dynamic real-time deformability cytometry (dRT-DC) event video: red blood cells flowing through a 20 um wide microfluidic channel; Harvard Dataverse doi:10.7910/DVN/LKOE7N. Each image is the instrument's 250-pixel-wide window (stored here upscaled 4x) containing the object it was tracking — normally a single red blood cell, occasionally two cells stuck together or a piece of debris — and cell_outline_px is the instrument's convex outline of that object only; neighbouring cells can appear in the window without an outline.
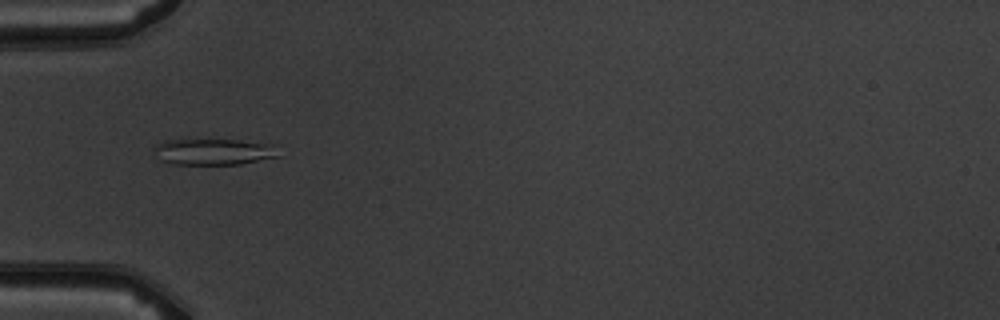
{"species": "common noctule bat (a hibernating species)", "species_latin": "Nyctalus noctula", "temperature_condition": "warm", "stored_images_in_passage": 7, "camera_frame_rate_fps": 3000, "um_per_image_px": 0.085, "animal": {"sex": "male", "body_mass_g": 19.5, "forearm_length_mm": 54.6}, "frame": {"image": 1, "passage_image": 4, "time_ms": 4.333, "image_size_px": [1000, 320], "cell_outline_px": [[280, 156], [240, 164], [172, 164], [160, 160], [152, 148], [156, 144], [164, 140], [180, 136], [240, 140], [276, 144]], "centroid_in_image_um": [18.09, 12.83], "position_along_channel_um": 66.9, "area_um2": 20.29}}
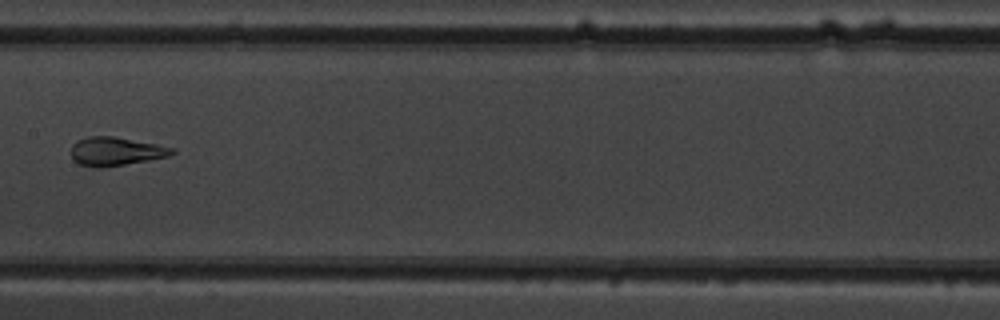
{"frame": {"image": 2, "passage_image": 7, "time_ms": 7.667, "image_size_px": [1000, 320], "cell_outline_px": [[176, 152], [168, 156], [148, 160], [100, 168], [92, 168], [80, 164], [72, 160], [72, 144], [76, 140], [88, 136], [112, 136], [156, 144], [176, 148]], "centroid_in_image_um": [9.81, 12.86], "position_along_channel_um": 197.6, "area_um2": 16.82}}